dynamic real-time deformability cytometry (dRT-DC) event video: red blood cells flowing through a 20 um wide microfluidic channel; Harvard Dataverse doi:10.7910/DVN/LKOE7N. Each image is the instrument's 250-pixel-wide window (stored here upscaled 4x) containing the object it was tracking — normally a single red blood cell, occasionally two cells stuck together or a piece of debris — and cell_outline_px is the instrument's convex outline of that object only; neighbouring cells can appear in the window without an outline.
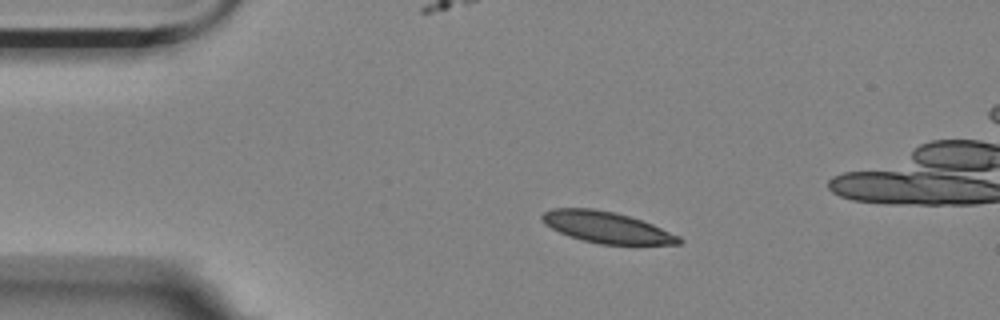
{"species": "Egyptian fruit bat (a non-hibernating species)", "species_latin": "Rousettus aegyptiacus", "temperature_condition": "room temperature", "stored_images_in_passage": 3, "camera_frame_rate_fps": 3000, "um_per_image_px": 0.085, "animal": {"sex": "female"}, "frame": {"image": 1, "passage_image": 1, "time_ms": 0.0, "image_size_px": [1000, 320], "cell_outline_px": [[684, 240], [680, 244], [600, 244], [568, 236], [544, 224], [540, 220], [540, 216], [544, 212], [552, 208], [592, 208], [616, 212], [652, 224], [680, 236]], "centroid_in_image_um": [51.54, 19.31], "position_along_channel_um": 33.5, "area_um2": 24.85}}
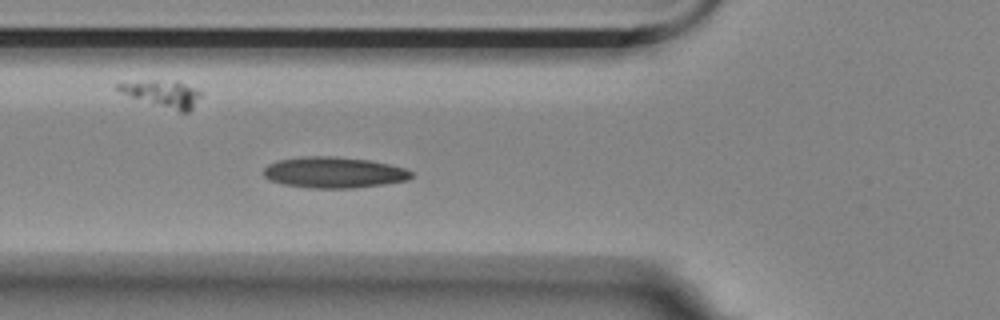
{"frame": {"image": 2, "passage_image": 3, "time_ms": 0.667, "image_size_px": [1000, 320], "cell_outline_px": [[412, 176], [408, 180], [384, 184], [352, 188], [308, 188], [284, 184], [268, 180], [264, 176], [264, 168], [268, 164], [276, 160], [300, 156], [336, 156], [372, 160], [404, 168], [412, 172]], "centroid_in_image_um": [28.35, 14.65], "position_along_channel_um": 97.5, "area_um2": 26.93}}